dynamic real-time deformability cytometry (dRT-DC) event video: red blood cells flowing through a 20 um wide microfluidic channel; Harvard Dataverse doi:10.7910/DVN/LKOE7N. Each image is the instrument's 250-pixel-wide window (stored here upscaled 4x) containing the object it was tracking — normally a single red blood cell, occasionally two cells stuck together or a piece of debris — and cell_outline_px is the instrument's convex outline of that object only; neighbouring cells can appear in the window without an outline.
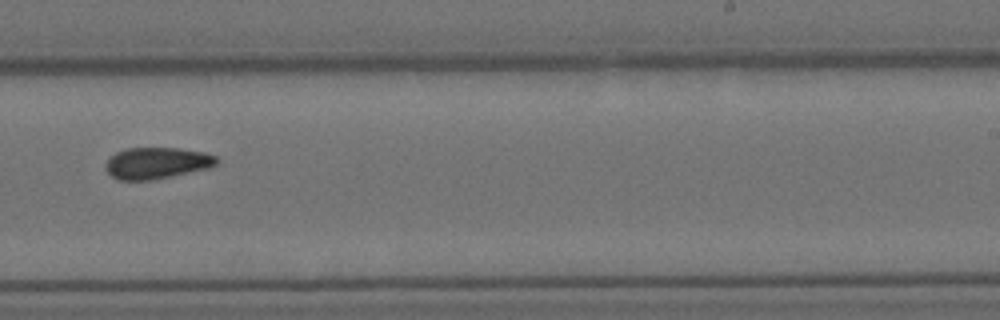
{"species": "Egyptian fruit bat (a non-hibernating species)", "species_latin": "Rousettus aegyptiacus", "temperature_condition": "cold", "stored_images_in_passage": 14, "camera_frame_rate_fps": 3000, "um_per_image_px": 0.085, "animal": {"sex": "female"}, "frame": {"image": 1, "passage_image": 8, "time_ms": 9.333, "image_size_px": [1000, 320], "cell_outline_px": [[220, 160], [216, 164], [208, 168], [148, 180], [116, 180], [104, 168], [104, 164], [116, 152], [128, 148], [180, 148], [204, 152], [216, 156]], "centroid_in_image_um": [13.31, 13.85], "position_along_channel_um": 275.7, "area_um2": 20.17}}
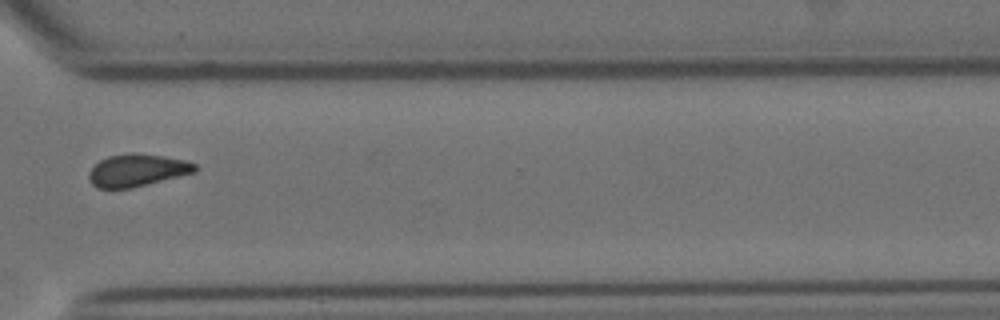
{"frame": {"image": 2, "passage_image": 10, "time_ms": 11.667, "image_size_px": [1000, 320], "cell_outline_px": [[196, 172], [132, 188], [96, 188], [92, 184], [88, 176], [88, 172], [100, 160], [108, 156], [136, 152], [164, 156], [184, 160], [196, 164]], "centroid_in_image_um": [11.65, 14.47], "position_along_channel_um": 359.0, "area_um2": 20.0}}
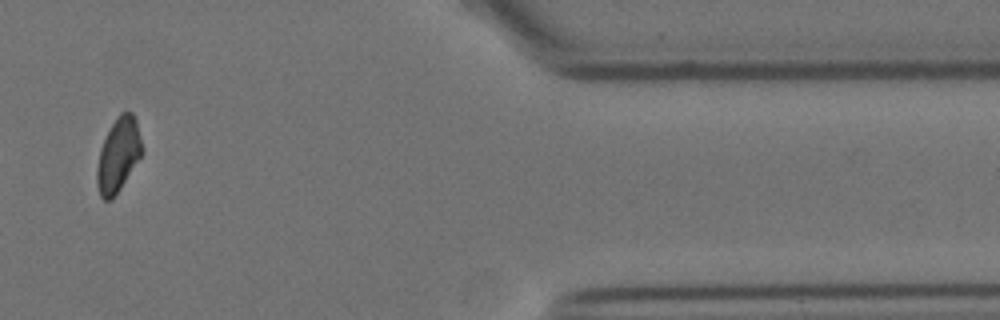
{"frame": {"image": 3, "passage_image": 12, "time_ms": 14.0, "image_size_px": [1000, 320], "cell_outline_px": [[140, 156], [120, 188], [112, 200], [104, 200], [100, 196], [96, 184], [96, 168], [100, 148], [116, 116], [120, 112], [132, 112], [136, 120], [140, 140]], "centroid_in_image_um": [10.0, 13.19], "position_along_channel_um": 401.4, "area_um2": 18.9}, "authors_computed_cell_mechanics": {"area_um2": 19.2185, "velocity_mm_per_s": 3.5683, "shape_relaxation_time_tau1_ms": null, "shape_relaxation_time_tau2_ms": 8.8758, "deformation_change_tau1": null, "deformation_change_tau2": 0.1099}}